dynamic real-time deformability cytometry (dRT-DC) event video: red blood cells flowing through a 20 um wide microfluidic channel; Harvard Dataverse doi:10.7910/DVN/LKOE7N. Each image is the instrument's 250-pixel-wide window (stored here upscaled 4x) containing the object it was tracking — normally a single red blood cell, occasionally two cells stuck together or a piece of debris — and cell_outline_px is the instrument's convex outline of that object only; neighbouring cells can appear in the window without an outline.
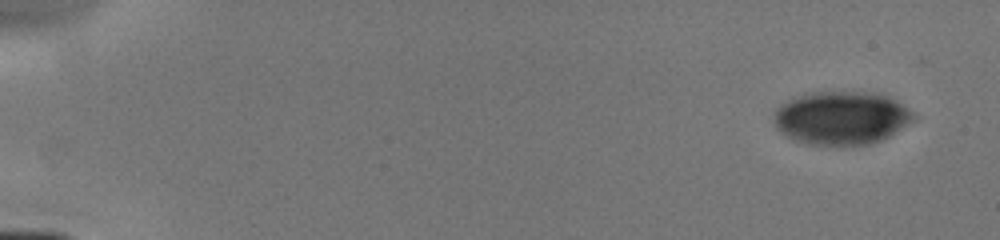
{"species": "human", "species_latin": "Homo sapiens", "temperature_condition": "cold", "stored_images_in_passage": 8, "camera_frame_rate_fps": 3000, "um_per_image_px": 0.085, "donor": {"sex": "male"}, "frame": {"image": 1, "passage_image": 1, "time_ms": 0.0, "image_size_px": [1000, 240], "cell_outline_px": [[916, 120], [888, 136], [880, 140], [868, 144], [808, 144], [796, 140], [780, 132], [776, 128], [776, 108], [788, 100], [812, 92], [864, 92], [884, 96], [896, 100], [908, 108], [916, 116]], "centroid_in_image_um": [71.55, 10.02], "position_along_channel_um": 13.5, "area_um2": 42.6}}
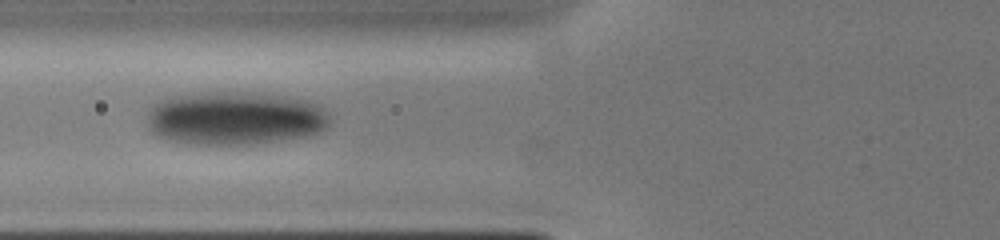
{"frame": {"image": 2, "passage_image": 7, "time_ms": 6.0, "image_size_px": [1000, 240], "cell_outline_px": [[328, 124], [324, 128], [316, 132], [304, 136], [280, 140], [252, 144], [192, 144], [168, 140], [152, 132], [148, 128], [148, 112], [152, 104], [168, 96], [192, 92], [252, 92], [284, 96], [308, 100], [320, 104], [324, 108], [328, 116]], "centroid_in_image_um": [19.92, 10.02], "position_along_channel_um": 105.9, "area_um2": 57.22}}
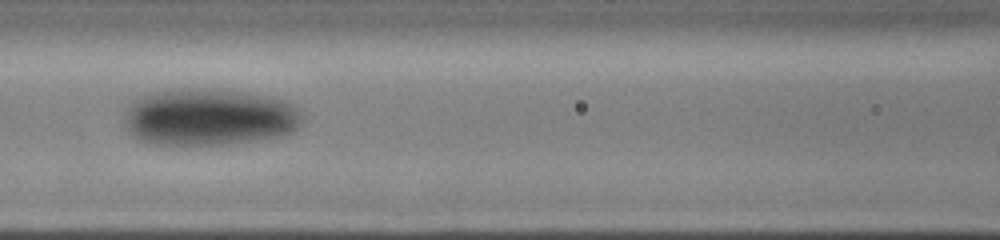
{"frame": {"image": 3, "passage_image": 8, "time_ms": 7.0, "image_size_px": [1000, 240], "cell_outline_px": [[304, 116], [300, 124], [292, 132], [280, 136], [228, 144], [152, 144], [140, 140], [132, 136], [124, 124], [128, 104], [132, 100], [156, 92], [188, 88], [216, 88], [264, 96], [284, 100], [296, 108]], "centroid_in_image_um": [17.75, 9.95], "position_along_channel_um": 148.8, "area_um2": 58.9}}